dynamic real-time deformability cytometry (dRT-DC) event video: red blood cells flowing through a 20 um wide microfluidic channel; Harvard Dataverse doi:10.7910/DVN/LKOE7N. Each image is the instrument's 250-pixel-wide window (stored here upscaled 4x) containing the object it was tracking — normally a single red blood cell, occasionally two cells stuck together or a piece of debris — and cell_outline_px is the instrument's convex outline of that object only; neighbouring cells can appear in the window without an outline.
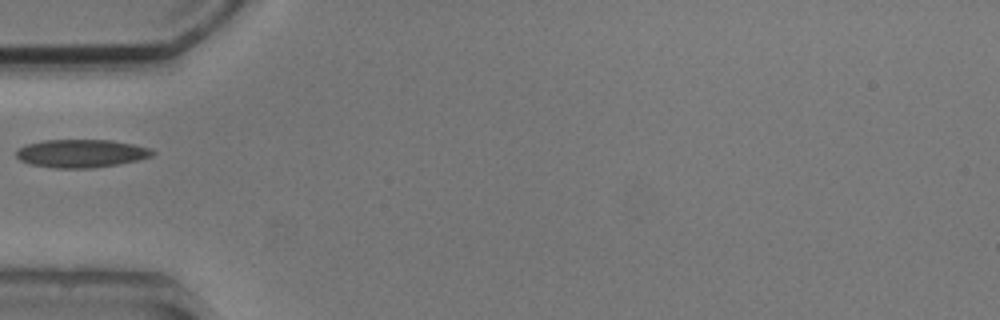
{"species": "common noctule bat (a hibernating species)", "species_latin": "Nyctalus noctula", "temperature_condition": "cold", "stored_images_in_passage": 3, "camera_frame_rate_fps": 3000, "um_per_image_px": 0.085, "animal": {"sex": "male", "body_mass_g": 20.5, "forearm_length_mm": 52.5}, "frame": {"image": 1, "passage_image": 1, "time_ms": 0.0, "image_size_px": [1000, 320], "cell_outline_px": [[156, 152], [152, 156], [136, 160], [116, 164], [92, 168], [56, 168], [32, 164], [20, 160], [16, 156], [16, 152], [20, 148], [28, 144], [44, 140], [112, 140], [152, 148]], "centroid_in_image_um": [6.93, 13.03], "position_along_channel_um": 78.1, "area_um2": 22.08}}